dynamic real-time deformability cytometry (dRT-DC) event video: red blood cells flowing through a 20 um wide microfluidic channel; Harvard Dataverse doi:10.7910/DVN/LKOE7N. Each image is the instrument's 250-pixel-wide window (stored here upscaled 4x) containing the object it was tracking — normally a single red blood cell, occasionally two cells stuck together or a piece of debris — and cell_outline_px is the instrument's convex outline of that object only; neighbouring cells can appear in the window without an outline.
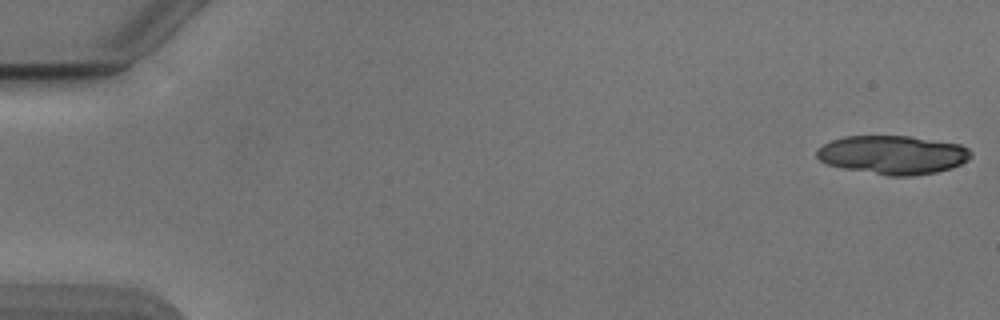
{"species": "Egyptian fruit bat (a non-hibernating species)", "species_latin": "Rousettus aegyptiacus", "temperature_condition": "cold", "stored_images_in_passage": 19, "camera_frame_rate_fps": 3000, "um_per_image_px": 0.085, "animal": {"sex": "male"}, "frame": {"image": 1, "passage_image": 1, "time_ms": 0.0, "image_size_px": [1000, 320], "cell_outline_px": [[972, 156], [968, 160], [952, 168], [936, 172], [912, 176], [888, 176], [844, 168], [828, 164], [820, 160], [816, 156], [816, 148], [832, 140], [844, 136], [908, 136], [960, 144], [968, 148], [972, 152]], "centroid_in_image_um": [75.89, 13.16], "position_along_channel_um": 9.1, "area_um2": 34.8}}